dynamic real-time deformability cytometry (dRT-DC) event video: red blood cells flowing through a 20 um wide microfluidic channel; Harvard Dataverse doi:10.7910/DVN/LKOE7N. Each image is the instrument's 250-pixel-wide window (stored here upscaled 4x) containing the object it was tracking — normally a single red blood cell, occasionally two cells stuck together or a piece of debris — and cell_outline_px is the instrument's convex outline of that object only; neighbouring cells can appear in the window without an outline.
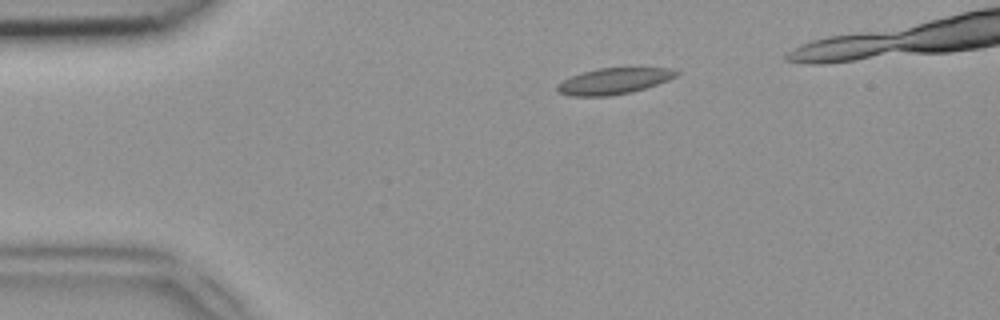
{"species": "common noctule bat (a hibernating species)", "species_latin": "Nyctalus noctula", "temperature_condition": "room temperature", "stored_images_in_passage": 35, "camera_frame_rate_fps": 3000, "um_per_image_px": 0.085, "animal": {"sex": "female", "body_mass_g": 18.4}, "frame": {"image": 1, "passage_image": 1, "time_ms": 0.0, "image_size_px": [1000, 320], "cell_outline_px": [[680, 72], [676, 76], [668, 80], [632, 92], [612, 96], [568, 96], [560, 92], [556, 88], [556, 84], [572, 76], [584, 72], [600, 68], [672, 68]], "centroid_in_image_um": [52.17, 6.9], "position_along_channel_um": 32.8, "area_um2": 17.98}}
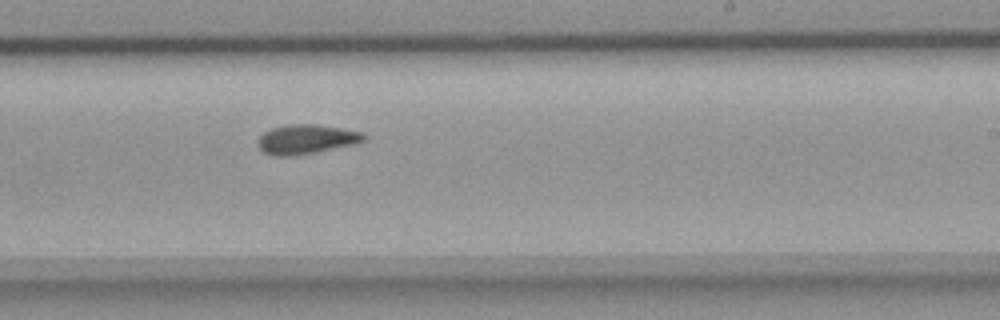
{"frame": {"image": 2, "passage_image": 21, "time_ms": 6.667, "image_size_px": [1000, 320], "cell_outline_px": [[368, 136], [364, 140], [356, 144], [312, 152], [288, 156], [272, 156], [264, 152], [260, 148], [260, 136], [264, 132], [272, 128], [288, 124], [316, 124], [364, 132]], "centroid_in_image_um": [26.08, 11.82], "position_along_channel_um": 262.9, "area_um2": 17.92}}
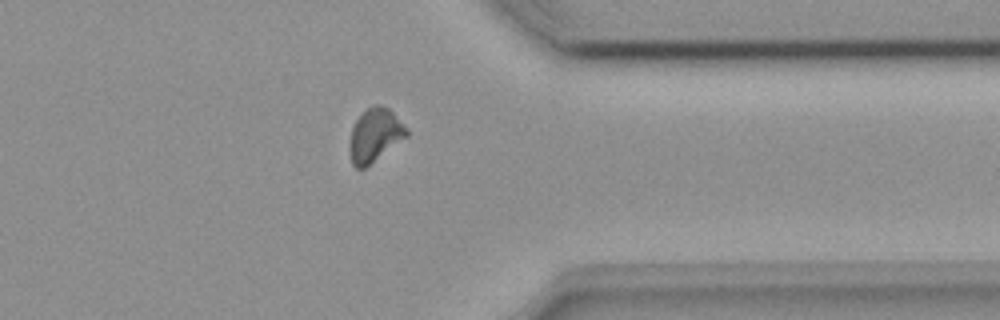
{"frame": {"image": 3, "passage_image": 30, "time_ms": 9.667, "image_size_px": [1000, 320], "cell_outline_px": [[408, 136], [364, 168], [356, 168], [352, 164], [352, 128], [356, 120], [368, 108], [376, 104], [388, 108], [408, 128]], "centroid_in_image_um": [31.92, 11.47], "position_along_channel_um": 379.5, "area_um2": 16.99}}